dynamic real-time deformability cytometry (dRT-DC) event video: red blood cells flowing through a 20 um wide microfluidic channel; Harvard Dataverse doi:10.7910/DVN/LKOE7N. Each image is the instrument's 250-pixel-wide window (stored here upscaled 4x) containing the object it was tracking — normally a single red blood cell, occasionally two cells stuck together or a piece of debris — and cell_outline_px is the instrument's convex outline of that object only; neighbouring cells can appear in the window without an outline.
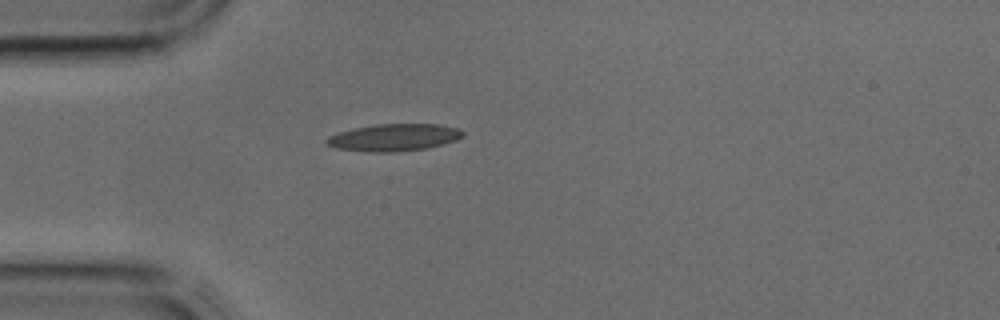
{"species": "common noctule bat (a hibernating species)", "species_latin": "Nyctalus noctula", "temperature_condition": "cold", "stored_images_in_passage": 1, "camera_frame_rate_fps": 3000, "um_per_image_px": 0.085, "animal": {"sex": "male", "body_mass_g": 17.9, "forearm_length_mm": 54.2}, "frame": {"image": 1, "passage_image": 1, "time_ms": 0.0, "image_size_px": [1000, 320], "cell_outline_px": [[464, 136], [456, 140], [444, 144], [428, 148], [396, 152], [368, 152], [336, 148], [328, 144], [324, 140], [328, 136], [352, 128], [376, 124], [436, 124], [460, 128], [464, 132]], "centroid_in_image_um": [33.51, 11.68], "position_along_channel_um": 51.5, "area_um2": 21.73}}